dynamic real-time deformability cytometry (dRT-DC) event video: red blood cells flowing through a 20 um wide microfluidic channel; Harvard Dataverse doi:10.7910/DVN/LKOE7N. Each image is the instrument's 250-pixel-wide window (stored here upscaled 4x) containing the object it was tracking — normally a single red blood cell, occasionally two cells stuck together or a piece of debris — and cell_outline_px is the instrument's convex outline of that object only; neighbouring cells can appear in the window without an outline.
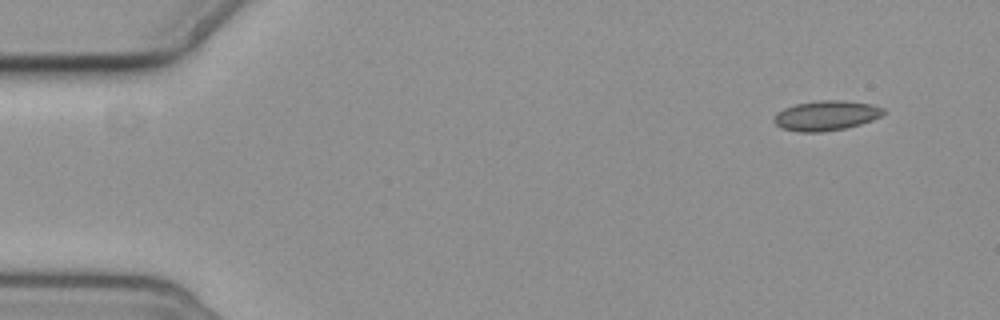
{"species": "common noctule bat (a hibernating species)", "species_latin": "Nyctalus noctula", "temperature_condition": "cold", "stored_images_in_passage": 2, "camera_frame_rate_fps": 3000, "um_per_image_px": 0.085, "animal": {"sex": "female", "body_mass_g": 19.3, "forearm_length_mm": 54.1}, "frame": {"image": 1, "passage_image": 2, "time_ms": 1.333, "image_size_px": [1000, 320], "cell_outline_px": [[884, 112], [880, 116], [872, 120], [860, 124], [844, 128], [820, 132], [800, 132], [780, 128], [772, 120], [776, 112], [784, 108], [796, 104], [820, 100], [844, 100], [872, 104], [884, 108]], "centroid_in_image_um": [70.19, 9.82], "position_along_channel_um": 14.8, "area_um2": 19.07}}